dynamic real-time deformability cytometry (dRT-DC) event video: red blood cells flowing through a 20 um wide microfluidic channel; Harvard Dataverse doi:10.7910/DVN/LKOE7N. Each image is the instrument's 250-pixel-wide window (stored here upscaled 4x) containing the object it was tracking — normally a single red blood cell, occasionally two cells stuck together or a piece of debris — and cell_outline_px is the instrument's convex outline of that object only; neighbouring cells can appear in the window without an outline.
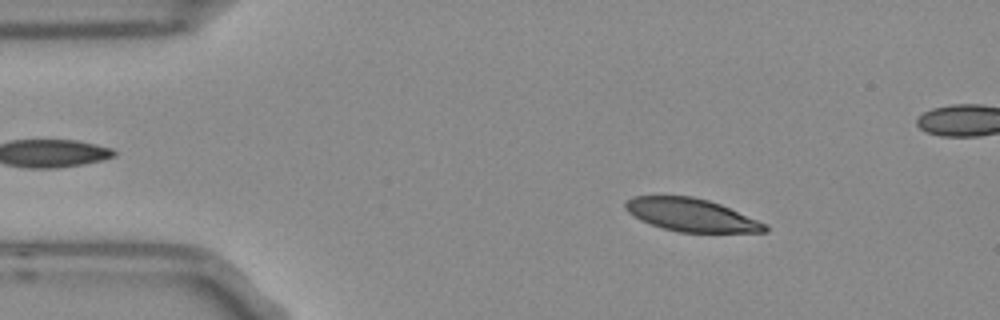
{"species": "Egyptian fruit bat (a non-hibernating species)", "species_latin": "Rousettus aegyptiacus", "temperature_condition": "room temperature", "stored_images_in_passage": 53, "segment_of_instrument_passage": [1, 2], "camera_frame_rate_fps": 3000, "um_per_image_px": 0.085, "frame": {"image": 1, "passage_image": 7, "time_ms": 2.0, "image_size_px": [1000, 320], "cell_outline_px": [[768, 232], [680, 232], [664, 228], [640, 220], [628, 212], [624, 208], [624, 204], [632, 196], [692, 196], [708, 200], [720, 204], [768, 224]], "centroid_in_image_um": [58.77, 18.27], "position_along_channel_um": 26.2, "area_um2": 26.59}}
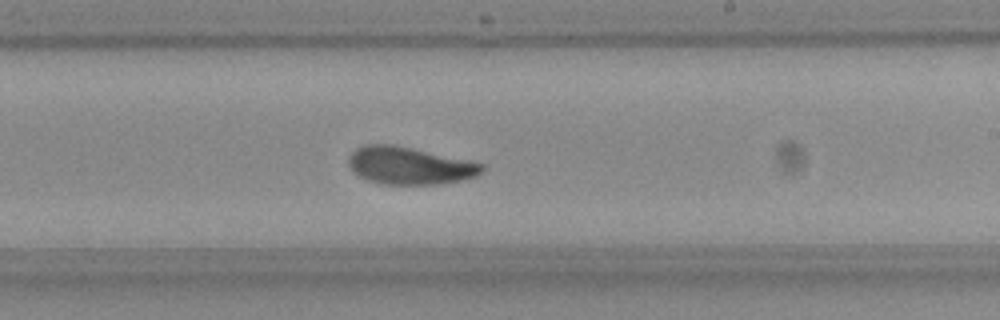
{"frame": {"image": 2, "passage_image": 30, "time_ms": 9.667, "image_size_px": [1000, 320], "cell_outline_px": [[484, 172], [476, 176], [464, 180], [440, 184], [384, 184], [368, 180], [352, 172], [348, 164], [348, 156], [356, 148], [368, 144], [392, 144], [472, 160], [484, 164]], "centroid_in_image_um": [34.84, 14.08], "position_along_channel_um": 254.2, "area_um2": 29.42}}
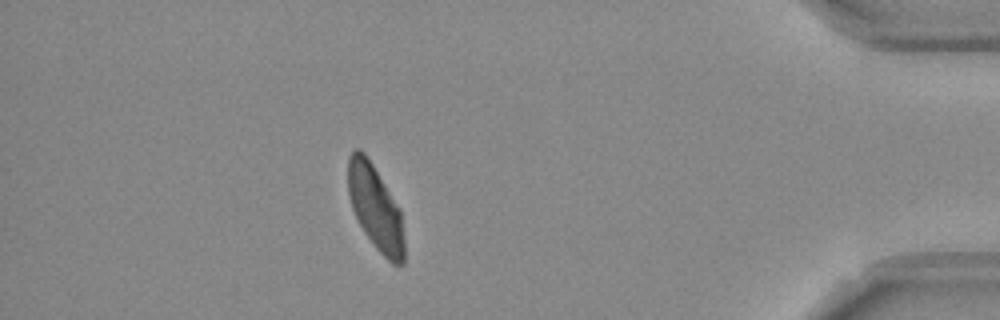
{"frame": {"image": 3, "passage_image": 46, "time_ms": 15.0, "image_size_px": [1000, 320], "cell_outline_px": [[404, 264], [392, 264], [376, 248], [364, 232], [352, 208], [348, 192], [348, 156], [356, 148], [360, 148], [364, 152], [372, 164], [400, 208], [404, 236]], "centroid_in_image_um": [31.91, 17.66], "position_along_channel_um": 403.3, "area_um2": 27.57}}